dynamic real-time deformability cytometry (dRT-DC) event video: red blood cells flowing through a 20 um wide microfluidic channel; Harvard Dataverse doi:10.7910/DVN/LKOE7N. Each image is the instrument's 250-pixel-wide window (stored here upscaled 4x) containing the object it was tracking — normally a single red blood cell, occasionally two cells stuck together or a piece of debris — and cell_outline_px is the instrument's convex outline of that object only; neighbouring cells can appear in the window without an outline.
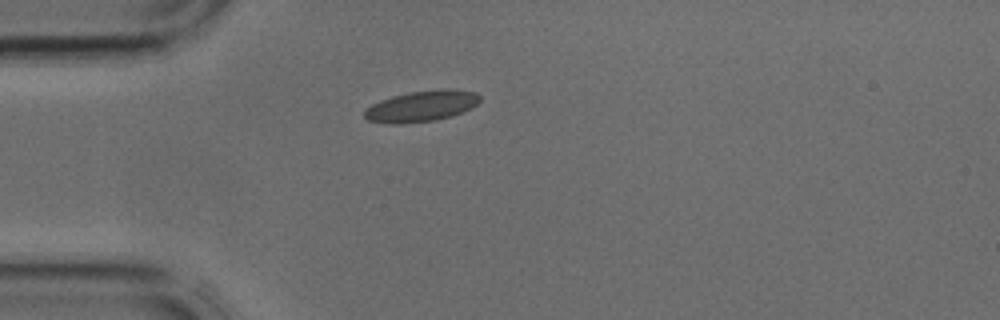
{"species": "common noctule bat (a hibernating species)", "species_latin": "Nyctalus noctula", "temperature_condition": "cold", "stored_images_in_passage": 1, "camera_frame_rate_fps": 3000, "um_per_image_px": 0.085, "animal": {"sex": "male", "body_mass_g": 17.9, "forearm_length_mm": 54.2}, "frame": {"image": 1, "passage_image": 1, "time_ms": 0.0, "image_size_px": [1000, 320], "cell_outline_px": [[480, 100], [472, 108], [452, 116], [436, 120], [400, 124], [392, 124], [368, 120], [364, 116], [364, 108], [380, 100], [392, 96], [408, 92], [444, 88], [448, 88], [476, 92], [480, 96]], "centroid_in_image_um": [35.83, 9.01], "position_along_channel_um": 49.2, "area_um2": 21.04}}